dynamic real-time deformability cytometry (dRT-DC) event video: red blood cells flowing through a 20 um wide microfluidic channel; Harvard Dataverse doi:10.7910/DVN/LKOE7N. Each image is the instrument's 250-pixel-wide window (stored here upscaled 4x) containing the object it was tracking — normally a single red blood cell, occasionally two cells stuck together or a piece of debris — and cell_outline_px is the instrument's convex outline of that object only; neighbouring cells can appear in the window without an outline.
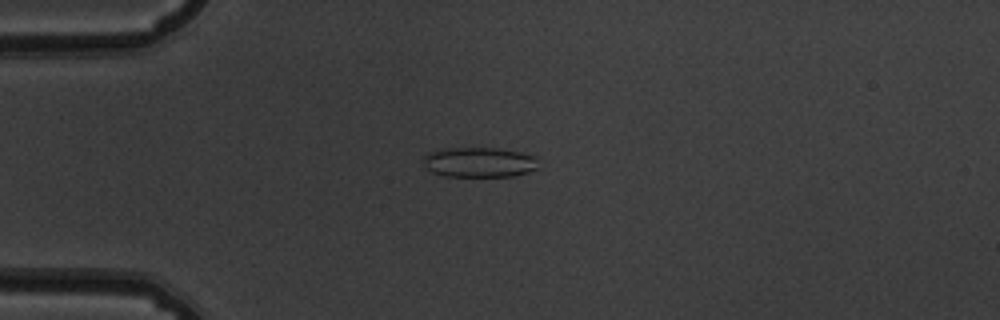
{"species": "common noctule bat (a hibernating species)", "species_latin": "Nyctalus noctula", "temperature_condition": "warm", "stored_images_in_passage": 53, "camera_frame_rate_fps": 3000, "um_per_image_px": 0.085, "animal": {"sex": "male", "body_mass_g": 19.5, "forearm_length_mm": 54.6}, "frame": {"image": 1, "passage_image": 14, "time_ms": 4.333, "image_size_px": [1000, 320], "cell_outline_px": [[536, 168], [528, 172], [512, 176], [444, 176], [432, 172], [424, 164], [424, 156], [428, 152], [448, 148], [496, 148], [520, 152], [536, 156]], "centroid_in_image_um": [40.72, 13.79], "position_along_channel_um": 44.3, "area_um2": 19.94}}
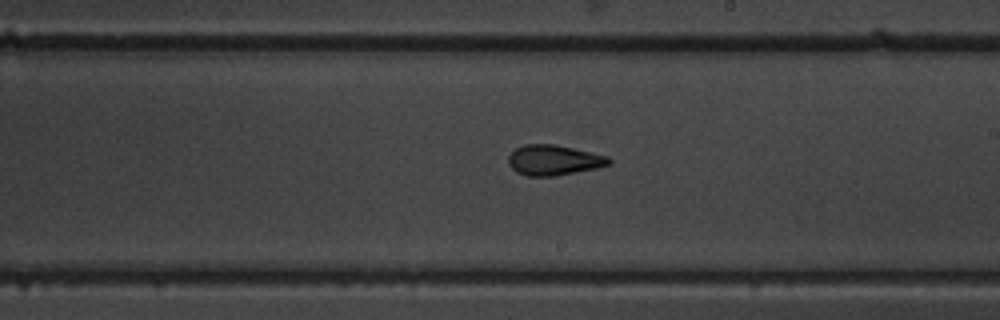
{"frame": {"image": 2, "passage_image": 31, "time_ms": 10.0, "image_size_px": [1000, 320], "cell_outline_px": [[612, 164], [596, 168], [556, 176], [528, 176], [516, 172], [508, 164], [508, 156], [516, 148], [524, 144], [556, 144], [608, 156], [612, 160]], "centroid_in_image_um": [47.07, 13.61], "position_along_channel_um": 241.9, "area_um2": 17.86}}
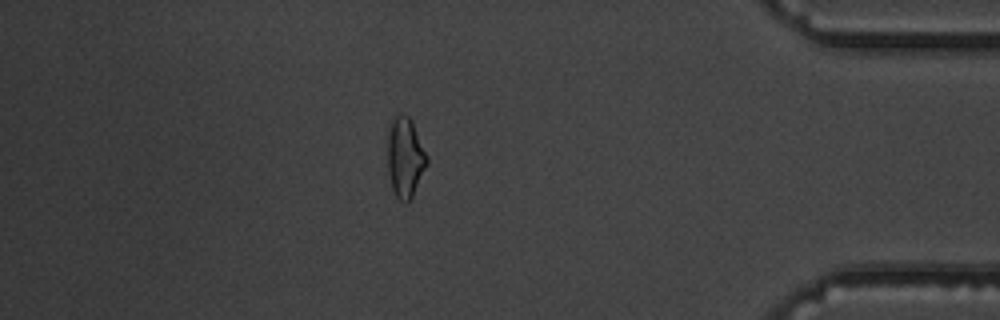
{"frame": {"image": 3, "passage_image": 46, "time_ms": 15.0, "image_size_px": [1000, 320], "cell_outline_px": [[428, 164], [412, 196], [404, 204], [396, 196], [392, 188], [388, 172], [388, 132], [392, 116], [400, 112], [408, 116], [412, 120], [428, 156]], "centroid_in_image_um": [34.44, 13.33], "position_along_channel_um": 400.8, "area_um2": 18.55}, "authors_computed_cell_mechanics": {"area_um2": 18.785, "velocity_mm_per_s": 3.8913, "shape_relaxation_time_tau1_ms": 8.2198, "shape_relaxation_time_tau2_ms": 1.7926, "deformation_change_tau1": 0.1657, "deformation_change_tau2": 0.0892}}